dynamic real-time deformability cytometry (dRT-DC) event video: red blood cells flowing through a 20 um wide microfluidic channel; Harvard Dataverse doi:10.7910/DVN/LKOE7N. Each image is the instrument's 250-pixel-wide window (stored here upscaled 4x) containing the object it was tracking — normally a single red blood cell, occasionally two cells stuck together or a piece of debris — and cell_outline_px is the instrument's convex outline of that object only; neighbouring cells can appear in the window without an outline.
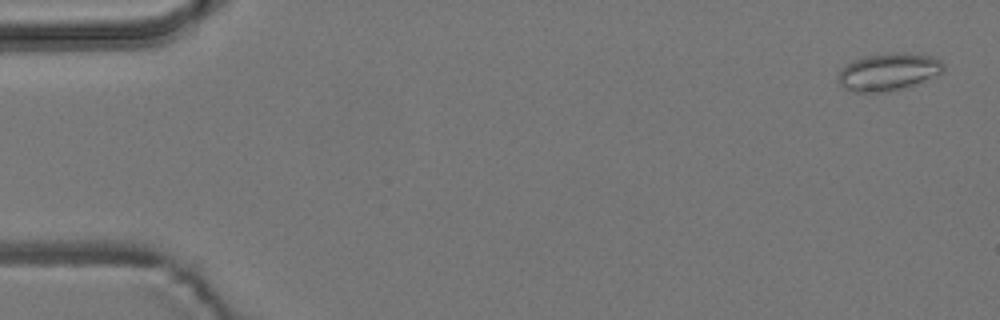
{"species": "common noctule bat (a hibernating species)", "species_latin": "Nyctalus noctula", "temperature_condition": "room temperature", "stored_images_in_passage": 55, "camera_frame_rate_fps": 3000, "um_per_image_px": 0.085, "animal": {"sex": "male", "body_mass_g": 19.2, "forearm_length_mm": 51.8}, "frame": {"image": 1, "passage_image": 2, "time_ms": 0.333, "image_size_px": [1000, 320], "cell_outline_px": [[944, 72], [908, 88], [888, 92], [852, 92], [844, 88], [836, 80], [836, 76], [840, 68], [852, 60], [864, 56], [892, 52], [932, 56], [940, 60], [944, 64]], "centroid_in_image_um": [75.48, 6.13], "position_along_channel_um": 9.5, "area_um2": 23.47}}
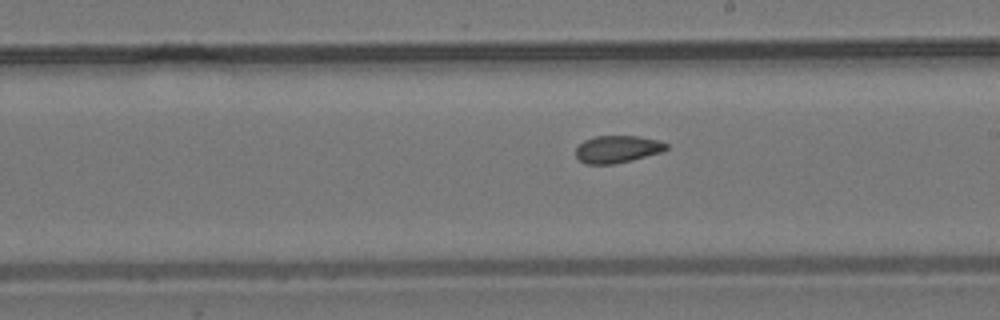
{"frame": {"image": 2, "passage_image": 31, "time_ms": 10.0, "image_size_px": [1000, 320], "cell_outline_px": [[668, 148], [660, 152], [632, 160], [612, 164], [584, 164], [576, 156], [576, 148], [584, 140], [596, 136], [640, 136], [660, 140], [668, 144]], "centroid_in_image_um": [52.48, 12.67], "position_along_channel_um": 236.5, "area_um2": 14.39}}
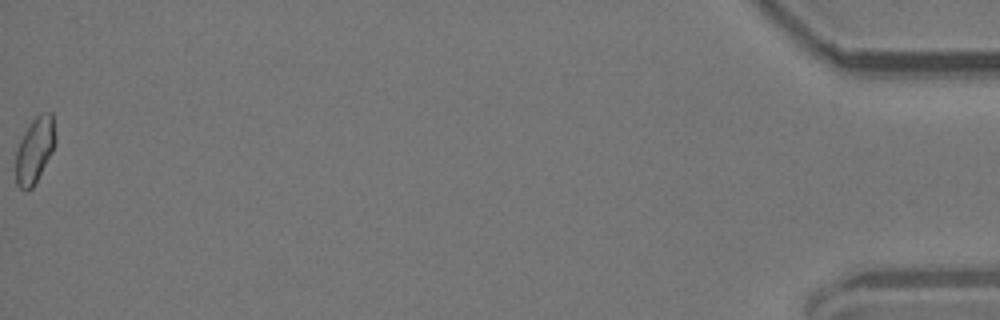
{"frame": {"image": 3, "passage_image": 55, "time_ms": 18.0, "image_size_px": [1000, 320], "cell_outline_px": [[56, 140], [52, 152], [32, 188], [24, 192], [16, 184], [16, 148], [24, 132], [32, 120], [40, 112], [52, 112], [56, 136]], "centroid_in_image_um": [2.95, 12.74], "position_along_channel_um": 432.2, "area_um2": 15.26}, "authors_computed_cell_mechanics": {"area_um2": 15.2592, "velocity_mm_per_s": 3.7752, "shape_relaxation_time_tau1_ms": null, "shape_relaxation_time_tau2_ms": 2.1038, "deformation_change_tau1": null, "deformation_change_tau2": 0.069}}